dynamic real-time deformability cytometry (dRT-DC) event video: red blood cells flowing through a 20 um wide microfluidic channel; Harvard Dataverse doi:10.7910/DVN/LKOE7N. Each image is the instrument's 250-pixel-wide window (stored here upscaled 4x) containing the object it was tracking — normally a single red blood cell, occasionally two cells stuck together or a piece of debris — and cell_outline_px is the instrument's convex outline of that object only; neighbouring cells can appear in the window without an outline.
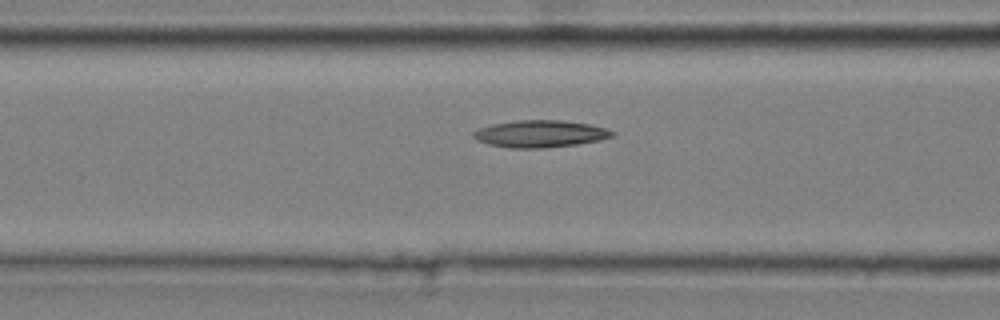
{"species": "common noctule bat (a hibernating species)", "species_latin": "Nyctalus noctula", "temperature_condition": "cold", "stored_images_in_passage": 13, "camera_frame_rate_fps": 3000, "um_per_image_px": 0.085, "animal": {"sex": "male", "body_mass_g": 20.4}, "frame": {"image": 1, "passage_image": 11, "time_ms": 3.333, "image_size_px": [1000, 320], "cell_outline_px": [[616, 136], [600, 140], [576, 144], [540, 148], [508, 148], [488, 144], [476, 140], [472, 136], [472, 132], [480, 128], [492, 124], [516, 120], [560, 120], [588, 124], [604, 128], [616, 132]], "centroid_in_image_um": [45.9, 11.37], "position_along_channel_um": 120.7, "area_um2": 21.91}}